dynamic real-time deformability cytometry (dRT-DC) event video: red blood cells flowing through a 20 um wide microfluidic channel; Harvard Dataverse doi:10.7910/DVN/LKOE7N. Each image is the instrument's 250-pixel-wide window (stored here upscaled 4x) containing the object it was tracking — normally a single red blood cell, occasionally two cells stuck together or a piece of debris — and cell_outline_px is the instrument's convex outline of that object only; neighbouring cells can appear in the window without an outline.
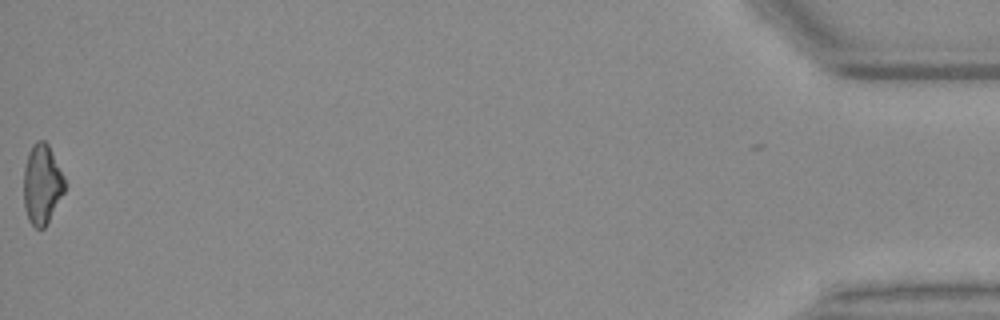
{"species": "Egyptian fruit bat (a non-hibernating species)", "species_latin": "Rousettus aegyptiacus", "temperature_condition": "warm", "stored_images_in_passage": 51, "camera_frame_rate_fps": 3000, "um_per_image_px": 0.085, "animal": {"sex": "female"}, "frame": {"image": 1, "passage_image": 51, "time_ms": 16.667, "image_size_px": [1000, 320], "cell_outline_px": [[64, 192], [44, 228], [36, 228], [28, 220], [24, 204], [24, 168], [28, 152], [32, 144], [36, 140], [44, 140], [48, 144], [64, 176]], "centroid_in_image_um": [3.55, 15.63], "position_along_channel_um": 431.6, "area_um2": 18.9}}